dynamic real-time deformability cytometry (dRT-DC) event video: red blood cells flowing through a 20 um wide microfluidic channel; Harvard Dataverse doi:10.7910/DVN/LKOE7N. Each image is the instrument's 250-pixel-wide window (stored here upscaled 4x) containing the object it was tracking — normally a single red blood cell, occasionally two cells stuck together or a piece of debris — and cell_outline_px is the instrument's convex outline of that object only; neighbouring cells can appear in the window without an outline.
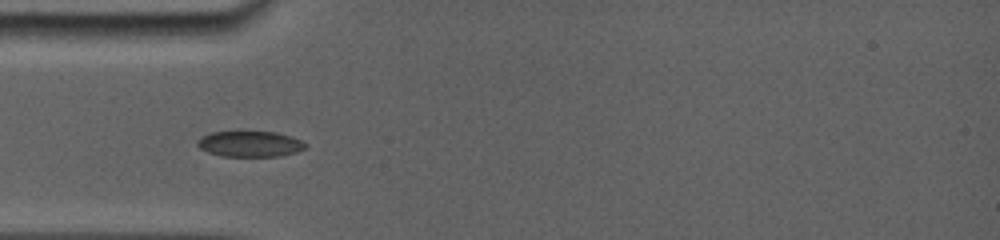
{"species": "common noctule bat (a hibernating species)", "species_latin": "Nyctalus noctula", "temperature_condition": "room temperature", "stored_images_in_passage": 6, "camera_frame_rate_fps": 5000, "um_per_image_px": 0.085, "animal": {"sex": "female", "body_mass_g": 19.0, "forearm_length_mm": 56.7}, "frame": {"image": 1, "passage_image": 4, "time_ms": 2.0, "image_size_px": [1000, 240], "cell_outline_px": [[308, 148], [296, 152], [280, 156], [220, 156], [208, 152], [200, 148], [196, 144], [196, 140], [200, 136], [212, 132], [276, 132], [300, 140], [308, 144]], "centroid_in_image_um": [21.23, 12.24], "position_along_channel_um": 63.8, "area_um2": 16.24}}
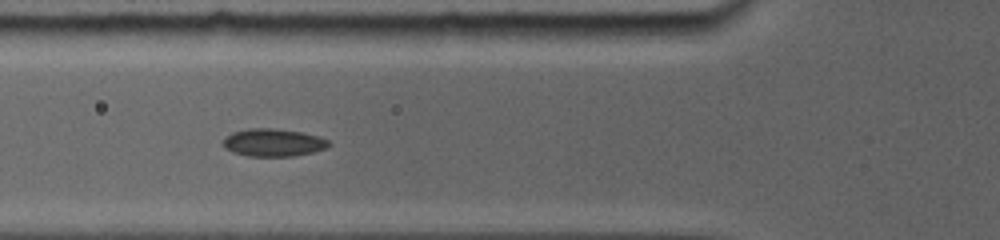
{"frame": {"image": 2, "passage_image": 5, "time_ms": 3.0, "image_size_px": [1000, 240], "cell_outline_px": [[332, 144], [324, 148], [312, 152], [292, 156], [248, 156], [232, 152], [224, 148], [224, 136], [232, 132], [248, 128], [276, 128], [300, 132], [320, 136], [328, 140]], "centroid_in_image_um": [23.2, 12.11], "position_along_channel_um": 102.6, "area_um2": 17.11}}
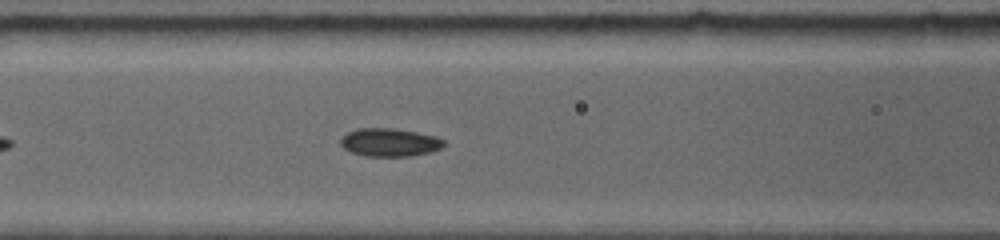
{"frame": {"image": 3, "passage_image": 6, "time_ms": 3.8, "image_size_px": [1000, 240], "cell_outline_px": [[444, 144], [440, 148], [432, 152], [412, 156], [368, 156], [352, 152], [344, 148], [340, 144], [340, 136], [356, 128], [392, 128], [416, 132], [436, 136], [444, 140]], "centroid_in_image_um": [33.1, 12.09], "position_along_channel_um": 133.5, "area_um2": 16.99}}